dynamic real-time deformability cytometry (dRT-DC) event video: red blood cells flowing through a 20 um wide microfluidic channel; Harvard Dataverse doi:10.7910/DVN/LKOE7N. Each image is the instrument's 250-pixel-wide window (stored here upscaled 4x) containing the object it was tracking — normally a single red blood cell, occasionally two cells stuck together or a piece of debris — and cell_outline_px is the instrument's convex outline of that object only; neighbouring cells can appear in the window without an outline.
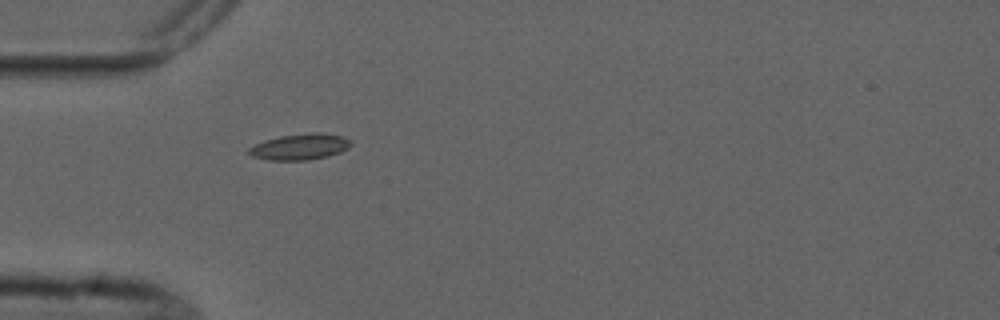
{"species": "common noctule bat (a hibernating species)", "species_latin": "Nyctalus noctula", "temperature_condition": "cold", "stored_images_in_passage": 1, "camera_frame_rate_fps": 3000, "um_per_image_px": 0.085, "animal": {"sex": "male", "forearm_length_mm": 52.5}, "frame": {"image": 1, "passage_image": 1, "time_ms": 0.0, "image_size_px": [1000, 320], "cell_outline_px": [[352, 144], [348, 148], [340, 152], [328, 156], [308, 160], [268, 160], [252, 156], [248, 152], [248, 148], [264, 140], [280, 136], [308, 132], [320, 132], [340, 136], [352, 140]], "centroid_in_image_um": [25.51, 12.47], "position_along_channel_um": 59.5, "area_um2": 15.55}}